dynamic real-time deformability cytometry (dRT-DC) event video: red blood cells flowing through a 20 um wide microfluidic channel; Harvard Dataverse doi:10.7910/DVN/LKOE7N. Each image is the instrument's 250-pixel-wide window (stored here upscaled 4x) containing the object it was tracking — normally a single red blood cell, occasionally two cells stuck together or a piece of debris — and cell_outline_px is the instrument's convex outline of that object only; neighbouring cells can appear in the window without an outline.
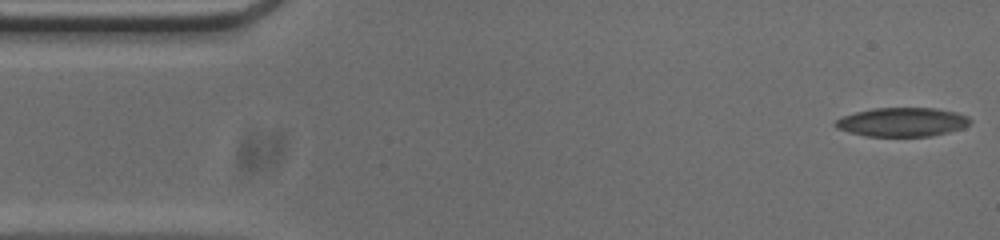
{"species": "common noctule bat (a hibernating species)", "species_latin": "Nyctalus noctula", "temperature_condition": "cold", "stored_images_in_passage": 53, "camera_frame_rate_fps": 3000, "um_per_image_px": 0.085, "animal": {"sex": "male", "body_mass_g": 20.0, "forearm_length_mm": 53.3}, "frame": {"image": 1, "passage_image": 1, "time_ms": 0.0, "image_size_px": [1000, 240], "cell_outline_px": [[972, 120], [964, 128], [932, 136], [868, 136], [848, 132], [836, 128], [832, 124], [836, 120], [844, 116], [856, 112], [876, 108], [936, 108], [956, 112], [968, 116]], "centroid_in_image_um": [76.7, 10.38], "position_along_channel_um": 8.3, "area_um2": 22.72}}
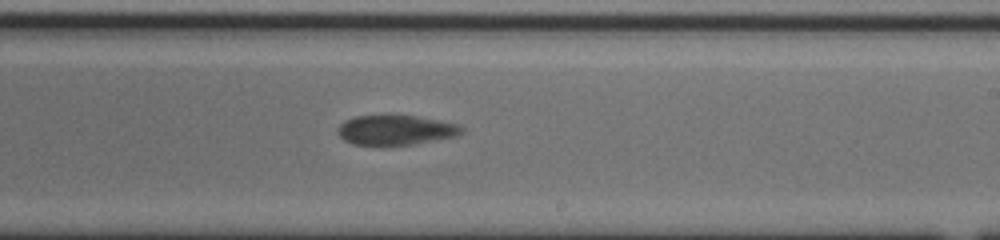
{"frame": {"image": 2, "passage_image": 30, "time_ms": 9.667, "image_size_px": [1000, 240], "cell_outline_px": [[464, 132], [456, 136], [412, 144], [352, 144], [344, 140], [336, 132], [336, 128], [344, 120], [356, 116], [416, 116], [460, 124], [464, 128]], "centroid_in_image_um": [33.63, 11.04], "position_along_channel_um": 255.4, "area_um2": 21.27}}
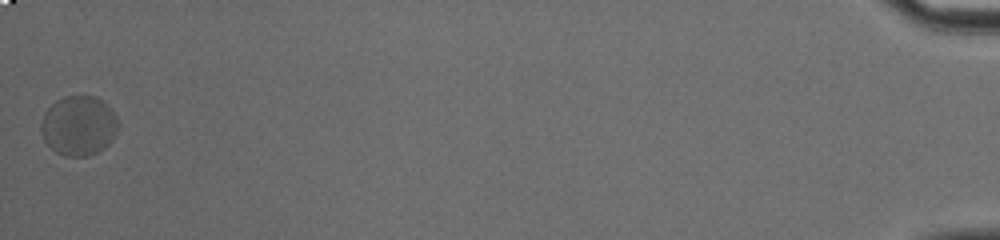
{"frame": {"image": 3, "passage_image": 53, "time_ms": 17.333, "image_size_px": [1000, 240], "cell_outline_px": [[120, 124], [112, 140], [100, 152], [88, 156], [64, 156], [56, 152], [44, 140], [40, 132], [40, 124], [44, 112], [56, 100], [64, 96], [96, 96], [108, 104], [116, 116]], "centroid_in_image_um": [6.7, 10.68], "position_along_channel_um": 428.5, "area_um2": 27.22}, "authors_computed_cell_mechanics": {"area_um2": 23.0622, "velocity_mm_per_s": 3.692, "shape_relaxation_time_tau1_ms": null, "shape_relaxation_time_tau2_ms": 2.0084, "deformation_change_tau1": null, "deformation_change_tau2": 0.0638}}